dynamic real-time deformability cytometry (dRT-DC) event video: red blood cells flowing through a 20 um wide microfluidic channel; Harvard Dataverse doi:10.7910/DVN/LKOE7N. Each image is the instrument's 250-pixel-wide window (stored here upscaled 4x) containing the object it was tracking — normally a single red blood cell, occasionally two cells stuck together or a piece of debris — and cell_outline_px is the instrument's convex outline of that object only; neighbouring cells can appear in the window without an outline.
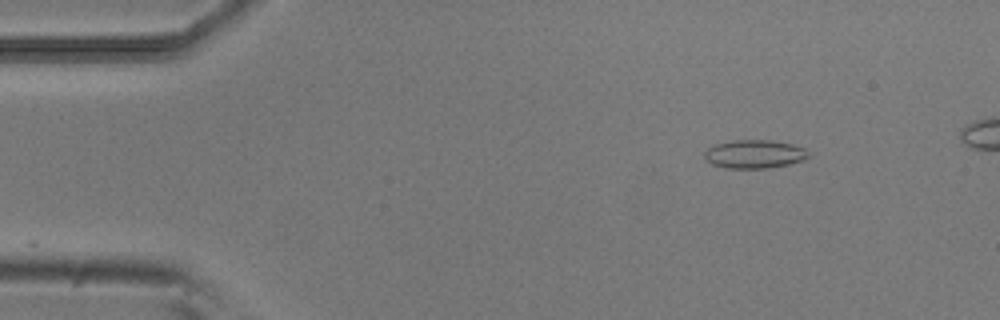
{"species": "common noctule bat (a hibernating species)", "species_latin": "Nyctalus noctula", "temperature_condition": "room temperature", "stored_images_in_passage": 24, "camera_frame_rate_fps": 3000, "um_per_image_px": 0.085, "animal": {"sex": "male", "body_mass_g": 20.5, "forearm_length_mm": 52.5}, "frame": {"image": 1, "passage_image": 2, "time_ms": 0.333, "image_size_px": [1000, 320], "cell_outline_px": [[808, 156], [804, 160], [788, 164], [768, 168], [728, 168], [712, 164], [704, 156], [704, 152], [708, 148], [716, 144], [736, 140], [772, 140], [792, 144], [804, 148], [808, 152]], "centroid_in_image_um": [64.14, 13.09], "position_along_channel_um": 20.9, "area_um2": 17.05}}
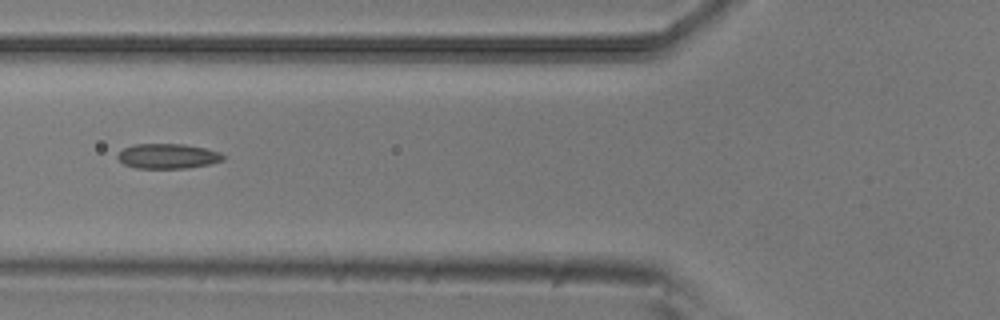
{"frame": {"image": 2, "passage_image": 15, "time_ms": 4.667, "image_size_px": [1000, 320], "cell_outline_px": [[224, 160], [212, 164], [188, 168], [136, 168], [124, 164], [116, 156], [124, 148], [132, 144], [184, 144], [204, 148], [220, 152], [224, 156]], "centroid_in_image_um": [14.28, 13.27], "position_along_channel_um": 111.5, "area_um2": 15.37}}
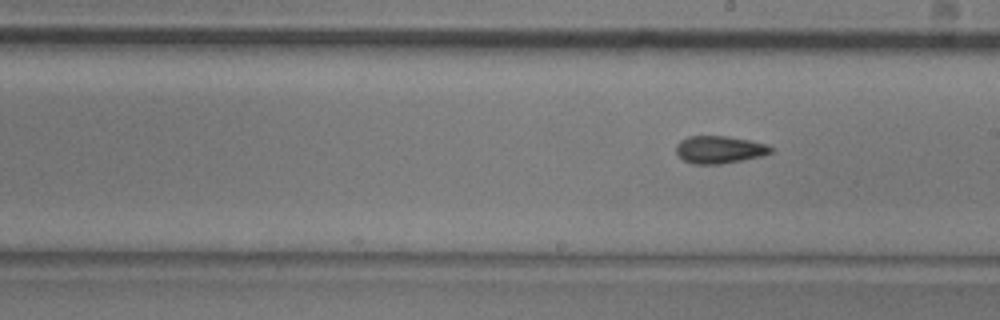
{"frame": {"image": 3, "passage_image": 24, "time_ms": 7.667, "image_size_px": [1000, 320], "cell_outline_px": [[772, 152], [760, 156], [720, 164], [692, 164], [684, 160], [676, 152], [676, 144], [680, 140], [688, 136], [728, 136], [768, 144], [772, 148]], "centroid_in_image_um": [61.12, 12.71], "position_along_channel_um": 227.9, "area_um2": 15.09}}